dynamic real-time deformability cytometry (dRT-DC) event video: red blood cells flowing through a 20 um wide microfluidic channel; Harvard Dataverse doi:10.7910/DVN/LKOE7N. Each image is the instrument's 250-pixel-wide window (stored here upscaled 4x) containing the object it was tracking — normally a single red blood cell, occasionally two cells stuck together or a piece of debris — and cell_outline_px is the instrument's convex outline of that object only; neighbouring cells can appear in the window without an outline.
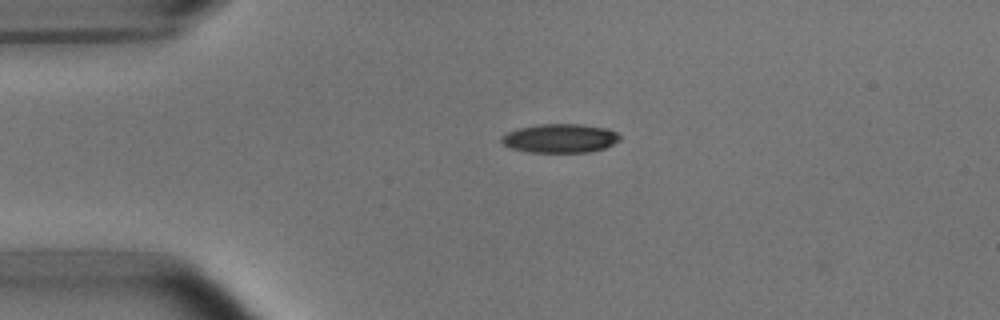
{"species": "common noctule bat (a hibernating species)", "species_latin": "Nyctalus noctula", "temperature_condition": "room temperature", "stored_images_in_passage": 42, "camera_frame_rate_fps": 3000, "um_per_image_px": 0.085, "animal": {"sex": "male", "body_mass_g": 15.6}, "frame": {"image": 1, "passage_image": 1, "time_ms": 0.0, "image_size_px": [1000, 320], "cell_outline_px": [[620, 140], [604, 148], [592, 152], [528, 152], [508, 148], [500, 140], [500, 136], [516, 128], [540, 124], [580, 124], [608, 128], [616, 132], [620, 136]], "centroid_in_image_um": [47.58, 11.75], "position_along_channel_um": 37.4, "area_um2": 20.11}}
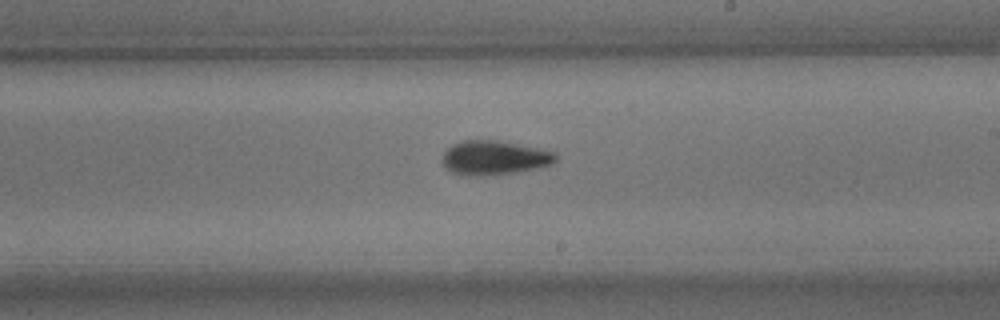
{"frame": {"image": 2, "passage_image": 20, "time_ms": 6.333, "image_size_px": [1000, 320], "cell_outline_px": [[556, 160], [552, 164], [536, 168], [516, 172], [492, 176], [464, 176], [452, 172], [444, 168], [444, 152], [452, 144], [460, 140], [496, 140], [540, 148], [556, 152]], "centroid_in_image_um": [42.01, 13.42], "position_along_channel_um": 247.0, "area_um2": 22.83}}
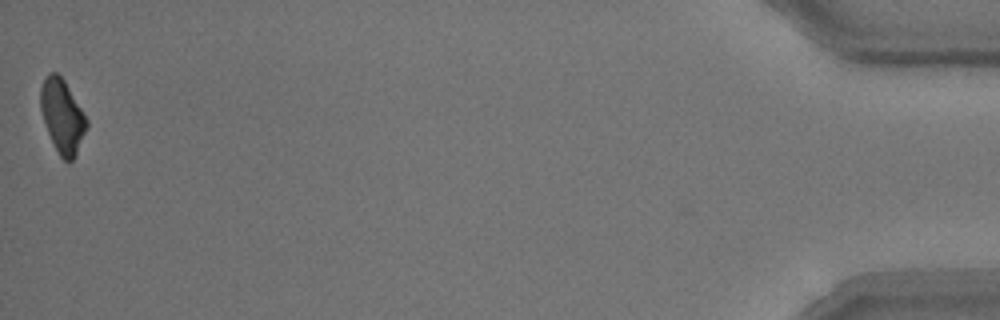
{"frame": {"image": 3, "passage_image": 42, "time_ms": 13.667, "image_size_px": [1000, 320], "cell_outline_px": [[88, 124], [76, 152], [72, 160], [64, 160], [60, 156], [48, 132], [40, 108], [40, 88], [44, 76], [48, 72], [56, 72], [64, 80], [88, 120]], "centroid_in_image_um": [5.27, 9.81], "position_along_channel_um": 429.9, "area_um2": 19.31}, "authors_computed_cell_mechanics": {"area_um2": 21.0392, "velocity_mm_per_s": 3.7784, "shape_relaxation_time_tau1_ms": 3.5617, "shape_relaxation_time_tau2_ms": 3.0392, "deformation_change_tau1": 0.136, "deformation_change_tau2": 0.1049}}